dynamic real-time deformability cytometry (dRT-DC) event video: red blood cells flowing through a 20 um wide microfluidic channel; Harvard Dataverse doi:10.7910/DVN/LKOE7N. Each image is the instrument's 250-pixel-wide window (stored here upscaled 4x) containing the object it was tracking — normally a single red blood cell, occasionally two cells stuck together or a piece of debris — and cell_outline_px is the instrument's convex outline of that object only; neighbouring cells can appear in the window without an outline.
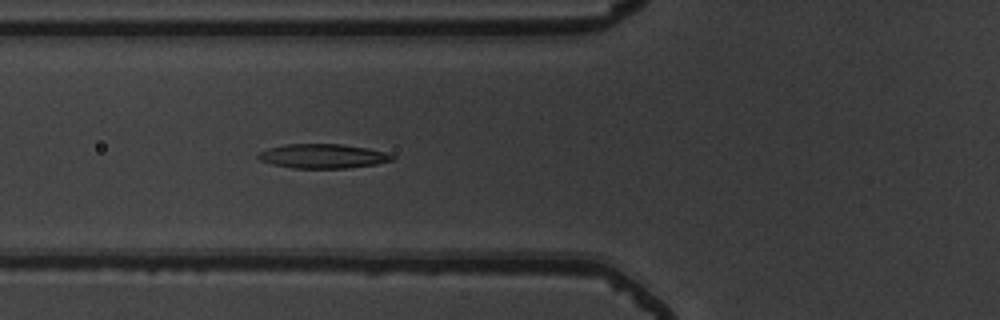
{"species": "common noctule bat (a hibernating species)", "species_latin": "Nyctalus noctula", "temperature_condition": "warm", "stored_images_in_passage": 2, "camera_frame_rate_fps": 3000, "um_per_image_px": 0.085, "animal": {"sex": "male", "body_mass_g": 19.5, "forearm_length_mm": 54.6}, "frame": {"image": 1, "passage_image": 2, "time_ms": 0.333, "image_size_px": [1000, 320], "cell_outline_px": [[396, 156], [392, 160], [376, 164], [348, 168], [292, 168], [272, 164], [260, 160], [256, 156], [260, 152], [268, 148], [284, 144], [340, 144], [368, 148], [388, 152]], "centroid_in_image_um": [27.46, 13.27], "position_along_channel_um": 98.3, "area_um2": 19.07}}